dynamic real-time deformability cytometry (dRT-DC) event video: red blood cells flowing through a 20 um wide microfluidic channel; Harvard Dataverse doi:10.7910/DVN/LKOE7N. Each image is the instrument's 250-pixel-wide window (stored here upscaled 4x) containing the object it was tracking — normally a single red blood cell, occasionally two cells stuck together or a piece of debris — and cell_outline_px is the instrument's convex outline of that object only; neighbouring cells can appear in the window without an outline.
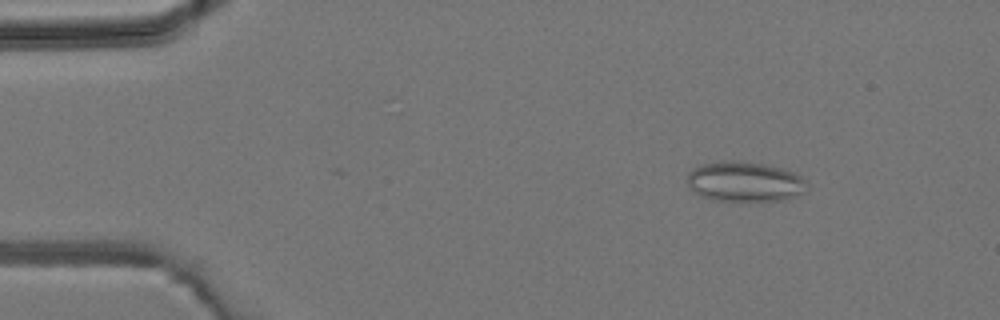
{"species": "common noctule bat (a hibernating species)", "species_latin": "Nyctalus noctula", "temperature_condition": "room temperature", "stored_images_in_passage": 5, "camera_frame_rate_fps": 3000, "um_per_image_px": 0.085, "animal": {"sex": "male", "body_mass_g": 19.2, "forearm_length_mm": 51.8}, "frame": {"image": 1, "passage_image": 2, "time_ms": 1.0, "image_size_px": [1000, 320], "cell_outline_px": [[808, 192], [784, 200], [748, 204], [712, 200], [700, 196], [688, 188], [688, 172], [692, 168], [700, 164], [732, 160], [764, 164], [784, 168], [800, 176], [808, 184]], "centroid_in_image_um": [63.31, 15.5], "position_along_channel_um": 21.7, "area_um2": 29.19}}